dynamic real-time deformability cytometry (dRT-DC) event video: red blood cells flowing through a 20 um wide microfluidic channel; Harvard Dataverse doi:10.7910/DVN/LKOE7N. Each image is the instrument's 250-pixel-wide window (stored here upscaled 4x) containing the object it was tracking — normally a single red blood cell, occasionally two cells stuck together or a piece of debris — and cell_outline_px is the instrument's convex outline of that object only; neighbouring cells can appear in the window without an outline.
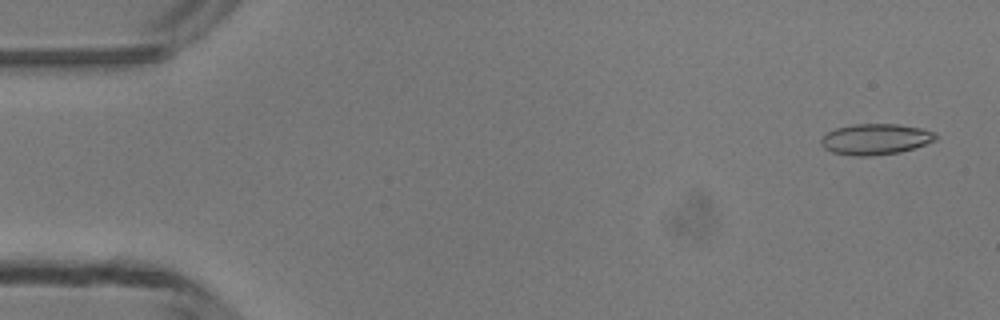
{"species": "common noctule bat (a hibernating species)", "species_latin": "Nyctalus noctula", "temperature_condition": "room temperature", "stored_images_in_passage": 48, "camera_frame_rate_fps": 3000, "um_per_image_px": 0.085, "animal": {"sex": "male", "body_mass_g": 13.3}, "frame": {"image": 1, "passage_image": 2, "time_ms": 0.333, "image_size_px": [1000, 320], "cell_outline_px": [[936, 140], [900, 152], [868, 156], [852, 156], [832, 152], [824, 148], [820, 144], [820, 140], [828, 132], [836, 128], [852, 124], [896, 124], [920, 128], [936, 132]], "centroid_in_image_um": [74.39, 11.83], "position_along_channel_um": 10.6, "area_um2": 20.52}}
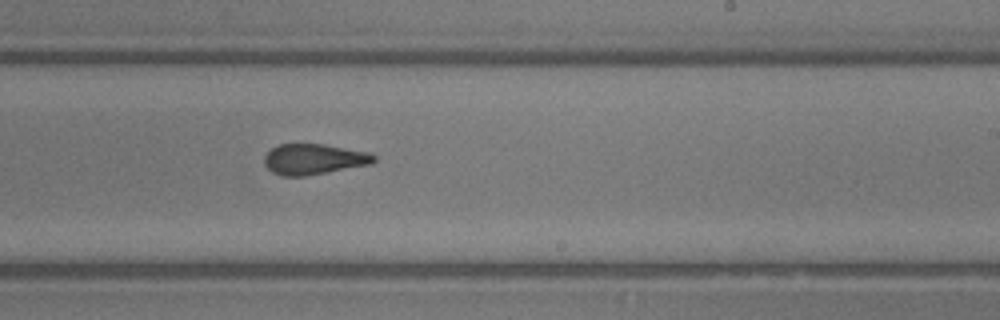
{"frame": {"image": 2, "passage_image": 29, "time_ms": 9.333, "image_size_px": [1000, 320], "cell_outline_px": [[376, 160], [372, 164], [304, 176], [284, 176], [272, 172], [264, 164], [264, 156], [272, 148], [280, 144], [324, 144], [368, 152], [376, 156]], "centroid_in_image_um": [26.68, 13.53], "position_along_channel_um": 262.3, "area_um2": 19.48}}
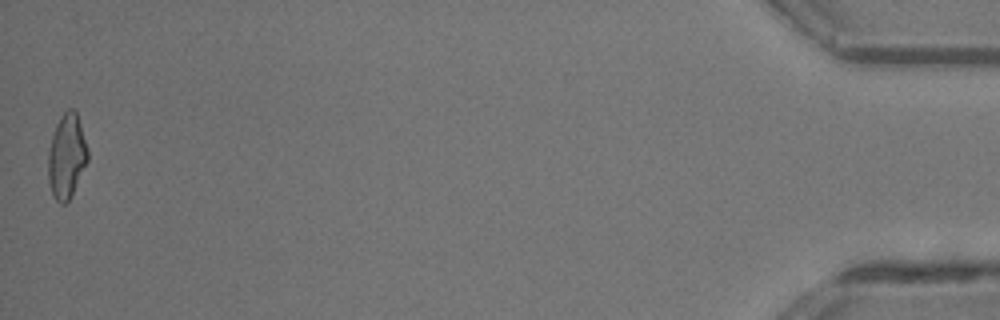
{"frame": {"image": 3, "passage_image": 48, "time_ms": 15.667, "image_size_px": [1000, 320], "cell_outline_px": [[88, 160], [68, 200], [64, 204], [60, 204], [56, 200], [52, 192], [48, 180], [48, 148], [56, 124], [60, 116], [68, 108], [72, 108], [76, 112], [88, 148]], "centroid_in_image_um": [5.65, 13.24], "position_along_channel_um": 429.6, "area_um2": 19.25}, "authors_computed_cell_mechanics": {"area_um2": 20.23, "velocity_mm_per_s": 4.2313, "shape_relaxation_time_tau1_ms": null, "shape_relaxation_time_tau2_ms": 1.786, "deformation_change_tau1": null, "deformation_change_tau2": 0.1001}}